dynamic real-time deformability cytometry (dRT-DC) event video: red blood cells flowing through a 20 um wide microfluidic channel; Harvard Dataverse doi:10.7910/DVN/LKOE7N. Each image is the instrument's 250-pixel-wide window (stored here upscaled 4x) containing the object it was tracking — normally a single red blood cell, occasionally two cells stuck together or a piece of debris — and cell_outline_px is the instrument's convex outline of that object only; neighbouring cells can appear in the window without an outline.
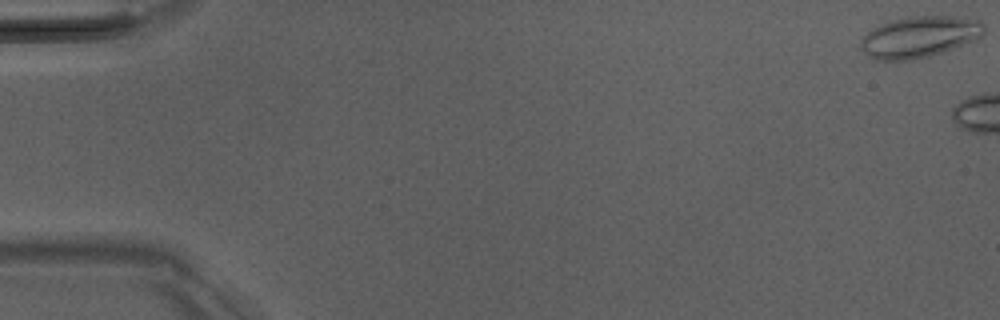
{"species": "Egyptian fruit bat (a non-hibernating species)", "species_latin": "Rousettus aegyptiacus", "temperature_condition": "room temperature", "stored_images_in_passage": 5, "camera_frame_rate_fps": 3000, "um_per_image_px": 0.085, "animal": {"sex": "male"}, "frame": {"image": 1, "passage_image": 1, "time_ms": 0.0, "image_size_px": [1000, 320], "cell_outline_px": [[984, 32], [976, 40], [928, 56], [912, 60], [872, 60], [860, 48], [860, 40], [872, 28], [888, 20], [908, 16], [952, 16], [980, 20], [984, 24]], "centroid_in_image_um": [78.11, 3.12], "position_along_channel_um": 6.9, "area_um2": 29.77}}